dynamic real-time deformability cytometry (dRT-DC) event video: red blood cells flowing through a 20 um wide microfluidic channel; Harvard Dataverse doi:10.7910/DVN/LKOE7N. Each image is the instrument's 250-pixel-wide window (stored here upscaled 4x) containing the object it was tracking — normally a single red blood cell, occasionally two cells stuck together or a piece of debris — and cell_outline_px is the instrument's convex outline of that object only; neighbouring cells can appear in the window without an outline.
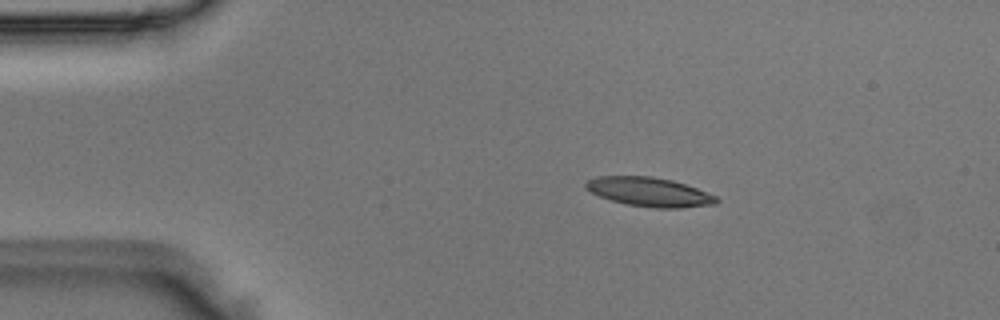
{"species": "Egyptian fruit bat (a non-hibernating species)", "species_latin": "Rousettus aegyptiacus", "temperature_condition": "room temperature", "stored_images_in_passage": 49, "camera_frame_rate_fps": 3000, "um_per_image_px": 0.085, "animal": {"sex": "male"}, "frame": {"image": 1, "passage_image": 8, "time_ms": 2.333, "image_size_px": [1000, 320], "cell_outline_px": [[720, 200], [716, 204], [680, 208], [656, 208], [628, 204], [612, 200], [600, 196], [584, 188], [584, 184], [588, 180], [596, 176], [652, 176], [672, 180], [696, 188], [716, 196]], "centroid_in_image_um": [55.19, 16.31], "position_along_channel_um": 29.8, "area_um2": 22.02}}
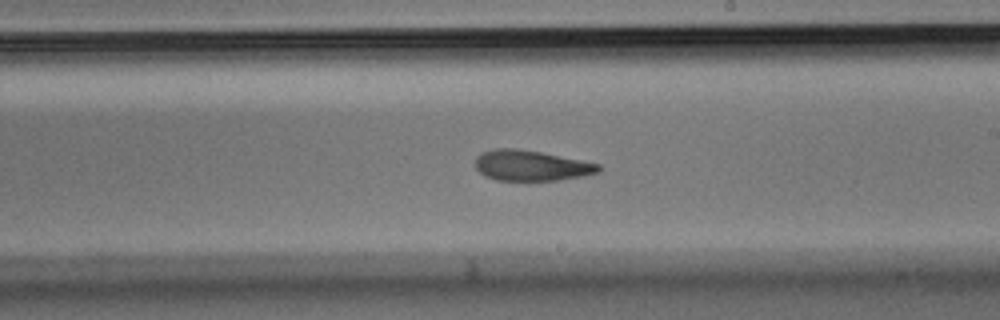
{"frame": {"image": 2, "passage_image": 28, "time_ms": 9.0, "image_size_px": [1000, 320], "cell_outline_px": [[600, 172], [584, 176], [560, 180], [496, 180], [484, 176], [476, 168], [476, 156], [480, 152], [496, 148], [516, 148], [540, 152], [600, 164]], "centroid_in_image_um": [45.13, 14.07], "position_along_channel_um": 243.9, "area_um2": 21.91}}
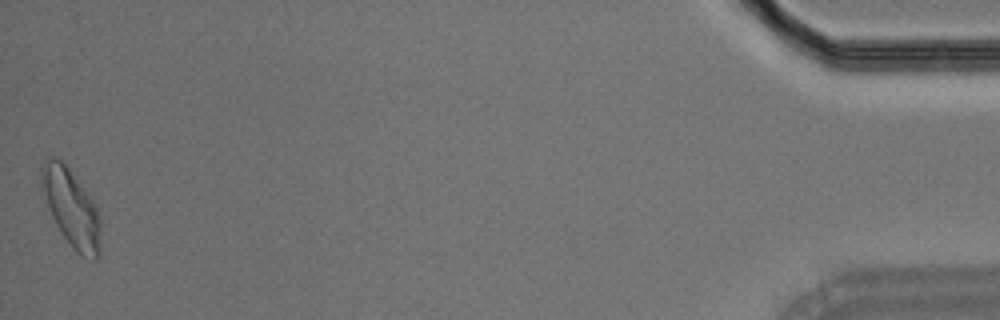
{"frame": {"image": 3, "passage_image": 49, "time_ms": 16.0, "image_size_px": [1000, 320], "cell_outline_px": [[100, 256], [96, 260], [92, 260], [80, 256], [72, 248], [56, 224], [52, 216], [48, 204], [44, 188], [40, 168], [44, 160], [52, 156], [60, 160], [68, 168], [92, 200], [100, 216]], "centroid_in_image_um": [6.1, 17.74], "position_along_channel_um": 429.1, "area_um2": 26.01}}